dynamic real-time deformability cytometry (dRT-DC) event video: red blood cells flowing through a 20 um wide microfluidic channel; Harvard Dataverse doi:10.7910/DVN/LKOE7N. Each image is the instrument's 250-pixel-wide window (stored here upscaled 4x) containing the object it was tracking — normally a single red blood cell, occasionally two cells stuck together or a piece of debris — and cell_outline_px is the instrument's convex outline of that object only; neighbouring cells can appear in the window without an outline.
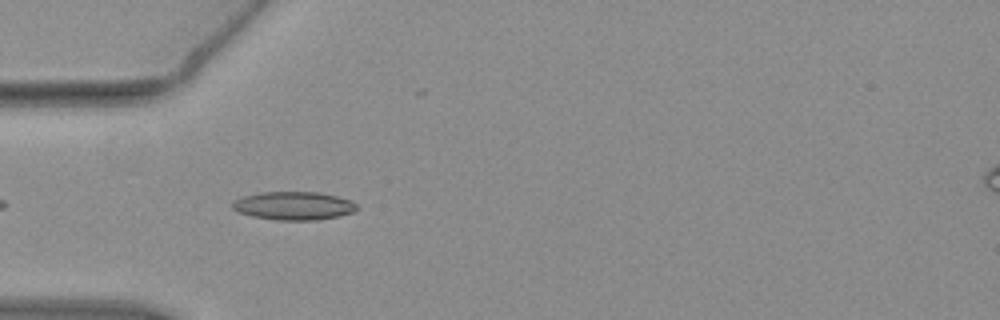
{"species": "common noctule bat (a hibernating species)", "species_latin": "Nyctalus noctula", "temperature_condition": "warm", "stored_images_in_passage": 41, "camera_frame_rate_fps": 3000, "um_per_image_px": 0.085, "animal": {"sex": "female", "body_mass_g": 19.3, "forearm_length_mm": 54.1}, "frame": {"image": 1, "passage_image": 4, "time_ms": 1.0, "image_size_px": [1000, 320], "cell_outline_px": [[356, 208], [352, 212], [336, 216], [316, 220], [276, 220], [252, 216], [236, 212], [232, 208], [232, 200], [244, 196], [260, 192], [316, 192], [336, 196], [352, 200], [356, 204]], "centroid_in_image_um": [24.9, 17.49], "position_along_channel_um": 60.1, "area_um2": 20.46}}
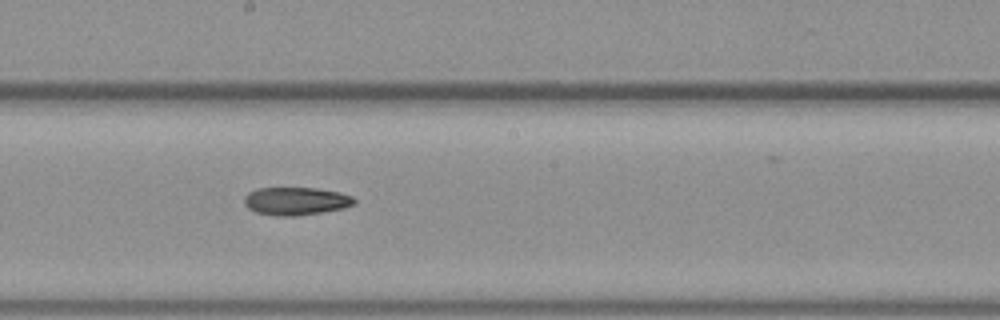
{"frame": {"image": 2, "passage_image": 17, "time_ms": 5.333, "image_size_px": [1000, 320], "cell_outline_px": [[356, 204], [344, 208], [324, 212], [296, 216], [276, 216], [256, 212], [248, 208], [244, 204], [244, 196], [248, 192], [256, 188], [316, 188], [340, 192], [352, 196], [356, 200]], "centroid_in_image_um": [25.16, 17.09], "position_along_channel_um": 223.0, "area_um2": 18.15}}
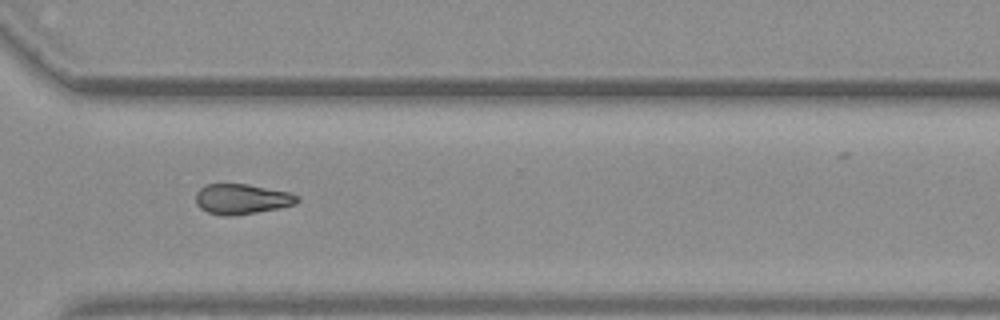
{"frame": {"image": 3, "passage_image": 27, "time_ms": 8.667, "image_size_px": [1000, 320], "cell_outline_px": [[300, 200], [296, 204], [256, 212], [232, 216], [224, 216], [208, 212], [200, 208], [196, 204], [196, 192], [200, 188], [208, 184], [248, 184], [288, 192], [300, 196]], "centroid_in_image_um": [20.55, 16.91], "position_along_channel_um": 350.1, "area_um2": 17.8}}